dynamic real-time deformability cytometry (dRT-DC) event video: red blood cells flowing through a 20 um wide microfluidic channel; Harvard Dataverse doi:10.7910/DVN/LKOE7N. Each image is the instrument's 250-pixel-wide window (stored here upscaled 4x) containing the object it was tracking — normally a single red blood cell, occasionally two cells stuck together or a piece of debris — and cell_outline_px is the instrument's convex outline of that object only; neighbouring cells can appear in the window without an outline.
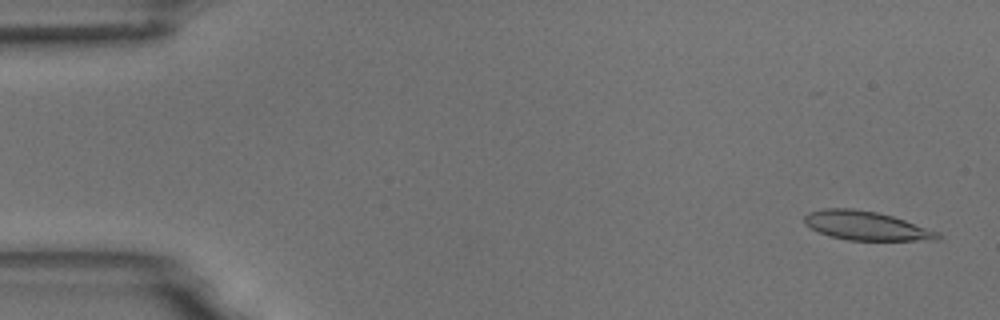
{"species": "common noctule bat (a hibernating species)", "species_latin": "Nyctalus noctula", "temperature_condition": "room temperature", "stored_images_in_passage": 4, "camera_frame_rate_fps": 3000, "um_per_image_px": 0.085, "animal": {"sex": "male", "body_mass_g": 18.8}, "frame": {"image": 1, "passage_image": 1, "time_ms": 0.0, "image_size_px": [1000, 320], "cell_outline_px": [[944, 236], [936, 240], [848, 240], [828, 236], [804, 224], [804, 216], [808, 212], [824, 208], [852, 208], [876, 212], [892, 216], [940, 232]], "centroid_in_image_um": [73.62, 19.19], "position_along_channel_um": 11.4, "area_um2": 22.48}}